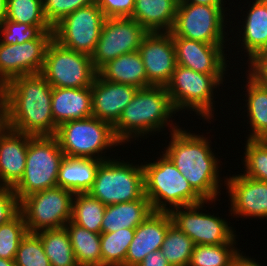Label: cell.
<instances>
[{
  "instance_id": "37",
  "label": "cell",
  "mask_w": 267,
  "mask_h": 266,
  "mask_svg": "<svg viewBox=\"0 0 267 266\" xmlns=\"http://www.w3.org/2000/svg\"><path fill=\"white\" fill-rule=\"evenodd\" d=\"M28 233L24 217L19 211L0 225V258L14 260L20 241Z\"/></svg>"
},
{
  "instance_id": "21",
  "label": "cell",
  "mask_w": 267,
  "mask_h": 266,
  "mask_svg": "<svg viewBox=\"0 0 267 266\" xmlns=\"http://www.w3.org/2000/svg\"><path fill=\"white\" fill-rule=\"evenodd\" d=\"M32 137L12 129L0 137V187L13 188L21 180Z\"/></svg>"
},
{
  "instance_id": "25",
  "label": "cell",
  "mask_w": 267,
  "mask_h": 266,
  "mask_svg": "<svg viewBox=\"0 0 267 266\" xmlns=\"http://www.w3.org/2000/svg\"><path fill=\"white\" fill-rule=\"evenodd\" d=\"M152 212L148 198L106 206L101 233H110L122 228H136Z\"/></svg>"
},
{
  "instance_id": "10",
  "label": "cell",
  "mask_w": 267,
  "mask_h": 266,
  "mask_svg": "<svg viewBox=\"0 0 267 266\" xmlns=\"http://www.w3.org/2000/svg\"><path fill=\"white\" fill-rule=\"evenodd\" d=\"M52 87H91L98 71L91 56L67 49L52 39L40 73Z\"/></svg>"
},
{
  "instance_id": "16",
  "label": "cell",
  "mask_w": 267,
  "mask_h": 266,
  "mask_svg": "<svg viewBox=\"0 0 267 266\" xmlns=\"http://www.w3.org/2000/svg\"><path fill=\"white\" fill-rule=\"evenodd\" d=\"M138 52L141 55L147 81L152 86H166L177 66L175 46L170 32H149Z\"/></svg>"
},
{
  "instance_id": "3",
  "label": "cell",
  "mask_w": 267,
  "mask_h": 266,
  "mask_svg": "<svg viewBox=\"0 0 267 266\" xmlns=\"http://www.w3.org/2000/svg\"><path fill=\"white\" fill-rule=\"evenodd\" d=\"M176 112L165 86L139 88L113 126L115 137L123 145L133 137L136 140L149 132H160L168 125L172 128L170 132H173L179 127L170 123L171 116Z\"/></svg>"
},
{
  "instance_id": "17",
  "label": "cell",
  "mask_w": 267,
  "mask_h": 266,
  "mask_svg": "<svg viewBox=\"0 0 267 266\" xmlns=\"http://www.w3.org/2000/svg\"><path fill=\"white\" fill-rule=\"evenodd\" d=\"M177 65L204 74H225L224 44H206L182 37H172Z\"/></svg>"
},
{
  "instance_id": "39",
  "label": "cell",
  "mask_w": 267,
  "mask_h": 266,
  "mask_svg": "<svg viewBox=\"0 0 267 266\" xmlns=\"http://www.w3.org/2000/svg\"><path fill=\"white\" fill-rule=\"evenodd\" d=\"M14 261L16 266H51L40 237L30 232L20 241Z\"/></svg>"
},
{
  "instance_id": "22",
  "label": "cell",
  "mask_w": 267,
  "mask_h": 266,
  "mask_svg": "<svg viewBox=\"0 0 267 266\" xmlns=\"http://www.w3.org/2000/svg\"><path fill=\"white\" fill-rule=\"evenodd\" d=\"M51 109L56 126L77 119L92 116L91 87L59 88L53 87Z\"/></svg>"
},
{
  "instance_id": "26",
  "label": "cell",
  "mask_w": 267,
  "mask_h": 266,
  "mask_svg": "<svg viewBox=\"0 0 267 266\" xmlns=\"http://www.w3.org/2000/svg\"><path fill=\"white\" fill-rule=\"evenodd\" d=\"M98 74L106 81L129 84L137 88L151 86L147 81L146 70L138 51L123 54L109 61Z\"/></svg>"
},
{
  "instance_id": "42",
  "label": "cell",
  "mask_w": 267,
  "mask_h": 266,
  "mask_svg": "<svg viewBox=\"0 0 267 266\" xmlns=\"http://www.w3.org/2000/svg\"><path fill=\"white\" fill-rule=\"evenodd\" d=\"M19 212V201L12 188L0 187V225Z\"/></svg>"
},
{
  "instance_id": "12",
  "label": "cell",
  "mask_w": 267,
  "mask_h": 266,
  "mask_svg": "<svg viewBox=\"0 0 267 266\" xmlns=\"http://www.w3.org/2000/svg\"><path fill=\"white\" fill-rule=\"evenodd\" d=\"M104 20L103 11L97 3L81 7L53 27V39L67 49L91 56Z\"/></svg>"
},
{
  "instance_id": "2",
  "label": "cell",
  "mask_w": 267,
  "mask_h": 266,
  "mask_svg": "<svg viewBox=\"0 0 267 266\" xmlns=\"http://www.w3.org/2000/svg\"><path fill=\"white\" fill-rule=\"evenodd\" d=\"M170 134L171 140L162 153L172 161L204 201L215 202L222 183L218 169L220 160L212 152L210 140L180 127Z\"/></svg>"
},
{
  "instance_id": "24",
  "label": "cell",
  "mask_w": 267,
  "mask_h": 266,
  "mask_svg": "<svg viewBox=\"0 0 267 266\" xmlns=\"http://www.w3.org/2000/svg\"><path fill=\"white\" fill-rule=\"evenodd\" d=\"M179 0H135L130 18L148 32H170L177 13Z\"/></svg>"
},
{
  "instance_id": "8",
  "label": "cell",
  "mask_w": 267,
  "mask_h": 266,
  "mask_svg": "<svg viewBox=\"0 0 267 266\" xmlns=\"http://www.w3.org/2000/svg\"><path fill=\"white\" fill-rule=\"evenodd\" d=\"M224 76V74L195 72L177 65L165 87L177 112L192 109L195 114L200 115V118L210 122L215 110L213 92L224 82Z\"/></svg>"
},
{
  "instance_id": "5",
  "label": "cell",
  "mask_w": 267,
  "mask_h": 266,
  "mask_svg": "<svg viewBox=\"0 0 267 266\" xmlns=\"http://www.w3.org/2000/svg\"><path fill=\"white\" fill-rule=\"evenodd\" d=\"M64 157L55 136H33L28 143L24 174L12 188L18 201L35 192L56 187Z\"/></svg>"
},
{
  "instance_id": "19",
  "label": "cell",
  "mask_w": 267,
  "mask_h": 266,
  "mask_svg": "<svg viewBox=\"0 0 267 266\" xmlns=\"http://www.w3.org/2000/svg\"><path fill=\"white\" fill-rule=\"evenodd\" d=\"M139 88L106 81L97 74L92 86V116L114 126Z\"/></svg>"
},
{
  "instance_id": "46",
  "label": "cell",
  "mask_w": 267,
  "mask_h": 266,
  "mask_svg": "<svg viewBox=\"0 0 267 266\" xmlns=\"http://www.w3.org/2000/svg\"><path fill=\"white\" fill-rule=\"evenodd\" d=\"M234 266H261L259 262H256L253 258L243 256V253H239Z\"/></svg>"
},
{
  "instance_id": "6",
  "label": "cell",
  "mask_w": 267,
  "mask_h": 266,
  "mask_svg": "<svg viewBox=\"0 0 267 266\" xmlns=\"http://www.w3.org/2000/svg\"><path fill=\"white\" fill-rule=\"evenodd\" d=\"M55 137L61 150L68 157L94 158L104 161L110 157L101 155L103 150L122 145L115 137L113 126L94 116L61 124L57 128Z\"/></svg>"
},
{
  "instance_id": "38",
  "label": "cell",
  "mask_w": 267,
  "mask_h": 266,
  "mask_svg": "<svg viewBox=\"0 0 267 266\" xmlns=\"http://www.w3.org/2000/svg\"><path fill=\"white\" fill-rule=\"evenodd\" d=\"M3 44H21L33 39H53V32H43L38 26L17 23L5 19L0 26V35Z\"/></svg>"
},
{
  "instance_id": "35",
  "label": "cell",
  "mask_w": 267,
  "mask_h": 266,
  "mask_svg": "<svg viewBox=\"0 0 267 266\" xmlns=\"http://www.w3.org/2000/svg\"><path fill=\"white\" fill-rule=\"evenodd\" d=\"M194 247V242L172 224L165 235L161 252L171 266H188Z\"/></svg>"
},
{
  "instance_id": "1",
  "label": "cell",
  "mask_w": 267,
  "mask_h": 266,
  "mask_svg": "<svg viewBox=\"0 0 267 266\" xmlns=\"http://www.w3.org/2000/svg\"><path fill=\"white\" fill-rule=\"evenodd\" d=\"M11 129L32 136H55L51 98L53 87L39 74L17 76L5 85Z\"/></svg>"
},
{
  "instance_id": "40",
  "label": "cell",
  "mask_w": 267,
  "mask_h": 266,
  "mask_svg": "<svg viewBox=\"0 0 267 266\" xmlns=\"http://www.w3.org/2000/svg\"><path fill=\"white\" fill-rule=\"evenodd\" d=\"M44 7V15L48 23L54 27L65 16L73 11L96 4L97 0H42Z\"/></svg>"
},
{
  "instance_id": "29",
  "label": "cell",
  "mask_w": 267,
  "mask_h": 266,
  "mask_svg": "<svg viewBox=\"0 0 267 266\" xmlns=\"http://www.w3.org/2000/svg\"><path fill=\"white\" fill-rule=\"evenodd\" d=\"M247 117L249 118L250 135L248 139L267 140V88L258 84L247 74Z\"/></svg>"
},
{
  "instance_id": "43",
  "label": "cell",
  "mask_w": 267,
  "mask_h": 266,
  "mask_svg": "<svg viewBox=\"0 0 267 266\" xmlns=\"http://www.w3.org/2000/svg\"><path fill=\"white\" fill-rule=\"evenodd\" d=\"M248 64V75L258 84L267 88V50L255 55Z\"/></svg>"
},
{
  "instance_id": "44",
  "label": "cell",
  "mask_w": 267,
  "mask_h": 266,
  "mask_svg": "<svg viewBox=\"0 0 267 266\" xmlns=\"http://www.w3.org/2000/svg\"><path fill=\"white\" fill-rule=\"evenodd\" d=\"M11 130L10 103L6 88L0 84V137Z\"/></svg>"
},
{
  "instance_id": "31",
  "label": "cell",
  "mask_w": 267,
  "mask_h": 266,
  "mask_svg": "<svg viewBox=\"0 0 267 266\" xmlns=\"http://www.w3.org/2000/svg\"><path fill=\"white\" fill-rule=\"evenodd\" d=\"M106 205L88 193H76L73 198L71 221L90 232L101 234Z\"/></svg>"
},
{
  "instance_id": "18",
  "label": "cell",
  "mask_w": 267,
  "mask_h": 266,
  "mask_svg": "<svg viewBox=\"0 0 267 266\" xmlns=\"http://www.w3.org/2000/svg\"><path fill=\"white\" fill-rule=\"evenodd\" d=\"M225 184L231 202V215L267 219V182L242 173L227 177Z\"/></svg>"
},
{
  "instance_id": "32",
  "label": "cell",
  "mask_w": 267,
  "mask_h": 266,
  "mask_svg": "<svg viewBox=\"0 0 267 266\" xmlns=\"http://www.w3.org/2000/svg\"><path fill=\"white\" fill-rule=\"evenodd\" d=\"M134 234L135 228H122L115 232L101 233L102 266H125L126 254Z\"/></svg>"
},
{
  "instance_id": "34",
  "label": "cell",
  "mask_w": 267,
  "mask_h": 266,
  "mask_svg": "<svg viewBox=\"0 0 267 266\" xmlns=\"http://www.w3.org/2000/svg\"><path fill=\"white\" fill-rule=\"evenodd\" d=\"M6 19L38 26L43 32H53L44 15L42 0H7Z\"/></svg>"
},
{
  "instance_id": "36",
  "label": "cell",
  "mask_w": 267,
  "mask_h": 266,
  "mask_svg": "<svg viewBox=\"0 0 267 266\" xmlns=\"http://www.w3.org/2000/svg\"><path fill=\"white\" fill-rule=\"evenodd\" d=\"M246 143L243 175L267 182V140L247 138Z\"/></svg>"
},
{
  "instance_id": "27",
  "label": "cell",
  "mask_w": 267,
  "mask_h": 266,
  "mask_svg": "<svg viewBox=\"0 0 267 266\" xmlns=\"http://www.w3.org/2000/svg\"><path fill=\"white\" fill-rule=\"evenodd\" d=\"M243 22L240 35L250 61L261 51L267 50V0H255Z\"/></svg>"
},
{
  "instance_id": "14",
  "label": "cell",
  "mask_w": 267,
  "mask_h": 266,
  "mask_svg": "<svg viewBox=\"0 0 267 266\" xmlns=\"http://www.w3.org/2000/svg\"><path fill=\"white\" fill-rule=\"evenodd\" d=\"M207 202L213 203V201H203L199 204L170 210L173 224L183 231L195 245H219L231 242L236 234L226 220L214 214L200 212Z\"/></svg>"
},
{
  "instance_id": "23",
  "label": "cell",
  "mask_w": 267,
  "mask_h": 266,
  "mask_svg": "<svg viewBox=\"0 0 267 266\" xmlns=\"http://www.w3.org/2000/svg\"><path fill=\"white\" fill-rule=\"evenodd\" d=\"M103 160L65 156L60 164L57 186L72 193H87Z\"/></svg>"
},
{
  "instance_id": "28",
  "label": "cell",
  "mask_w": 267,
  "mask_h": 266,
  "mask_svg": "<svg viewBox=\"0 0 267 266\" xmlns=\"http://www.w3.org/2000/svg\"><path fill=\"white\" fill-rule=\"evenodd\" d=\"M79 266H102L99 233L74 224L71 220L64 226Z\"/></svg>"
},
{
  "instance_id": "41",
  "label": "cell",
  "mask_w": 267,
  "mask_h": 266,
  "mask_svg": "<svg viewBox=\"0 0 267 266\" xmlns=\"http://www.w3.org/2000/svg\"><path fill=\"white\" fill-rule=\"evenodd\" d=\"M97 4L105 18H122L132 16L135 0H97Z\"/></svg>"
},
{
  "instance_id": "20",
  "label": "cell",
  "mask_w": 267,
  "mask_h": 266,
  "mask_svg": "<svg viewBox=\"0 0 267 266\" xmlns=\"http://www.w3.org/2000/svg\"><path fill=\"white\" fill-rule=\"evenodd\" d=\"M172 224L169 212L152 211L135 228L133 240L126 254L125 266H137L147 254L161 250L165 235Z\"/></svg>"
},
{
  "instance_id": "48",
  "label": "cell",
  "mask_w": 267,
  "mask_h": 266,
  "mask_svg": "<svg viewBox=\"0 0 267 266\" xmlns=\"http://www.w3.org/2000/svg\"><path fill=\"white\" fill-rule=\"evenodd\" d=\"M7 15V0H0V26L2 22L6 19Z\"/></svg>"
},
{
  "instance_id": "11",
  "label": "cell",
  "mask_w": 267,
  "mask_h": 266,
  "mask_svg": "<svg viewBox=\"0 0 267 266\" xmlns=\"http://www.w3.org/2000/svg\"><path fill=\"white\" fill-rule=\"evenodd\" d=\"M223 6L178 3L172 37H182L206 44H225ZM224 29V30H223ZM224 32V33H223Z\"/></svg>"
},
{
  "instance_id": "7",
  "label": "cell",
  "mask_w": 267,
  "mask_h": 266,
  "mask_svg": "<svg viewBox=\"0 0 267 266\" xmlns=\"http://www.w3.org/2000/svg\"><path fill=\"white\" fill-rule=\"evenodd\" d=\"M87 193L106 206L147 198L142 163L133 165L114 158L102 161Z\"/></svg>"
},
{
  "instance_id": "13",
  "label": "cell",
  "mask_w": 267,
  "mask_h": 266,
  "mask_svg": "<svg viewBox=\"0 0 267 266\" xmlns=\"http://www.w3.org/2000/svg\"><path fill=\"white\" fill-rule=\"evenodd\" d=\"M149 32L130 17L105 18L94 53L93 65L99 71L115 58L138 51Z\"/></svg>"
},
{
  "instance_id": "33",
  "label": "cell",
  "mask_w": 267,
  "mask_h": 266,
  "mask_svg": "<svg viewBox=\"0 0 267 266\" xmlns=\"http://www.w3.org/2000/svg\"><path fill=\"white\" fill-rule=\"evenodd\" d=\"M235 239L226 244L195 245L188 266H234L240 253Z\"/></svg>"
},
{
  "instance_id": "30",
  "label": "cell",
  "mask_w": 267,
  "mask_h": 266,
  "mask_svg": "<svg viewBox=\"0 0 267 266\" xmlns=\"http://www.w3.org/2000/svg\"><path fill=\"white\" fill-rule=\"evenodd\" d=\"M51 266H79L65 227L36 233Z\"/></svg>"
},
{
  "instance_id": "47",
  "label": "cell",
  "mask_w": 267,
  "mask_h": 266,
  "mask_svg": "<svg viewBox=\"0 0 267 266\" xmlns=\"http://www.w3.org/2000/svg\"><path fill=\"white\" fill-rule=\"evenodd\" d=\"M179 3H188V4H203L210 6H224L223 0H179Z\"/></svg>"
},
{
  "instance_id": "45",
  "label": "cell",
  "mask_w": 267,
  "mask_h": 266,
  "mask_svg": "<svg viewBox=\"0 0 267 266\" xmlns=\"http://www.w3.org/2000/svg\"><path fill=\"white\" fill-rule=\"evenodd\" d=\"M137 266H171L161 250L151 252L145 256L143 261Z\"/></svg>"
},
{
  "instance_id": "4",
  "label": "cell",
  "mask_w": 267,
  "mask_h": 266,
  "mask_svg": "<svg viewBox=\"0 0 267 266\" xmlns=\"http://www.w3.org/2000/svg\"><path fill=\"white\" fill-rule=\"evenodd\" d=\"M145 163L142 164L145 196L152 211L170 212L176 207L204 201L164 153L156 162Z\"/></svg>"
},
{
  "instance_id": "9",
  "label": "cell",
  "mask_w": 267,
  "mask_h": 266,
  "mask_svg": "<svg viewBox=\"0 0 267 266\" xmlns=\"http://www.w3.org/2000/svg\"><path fill=\"white\" fill-rule=\"evenodd\" d=\"M74 193L60 186L35 192L19 202L27 231L63 228L72 219Z\"/></svg>"
},
{
  "instance_id": "49",
  "label": "cell",
  "mask_w": 267,
  "mask_h": 266,
  "mask_svg": "<svg viewBox=\"0 0 267 266\" xmlns=\"http://www.w3.org/2000/svg\"><path fill=\"white\" fill-rule=\"evenodd\" d=\"M0 266H16V264L14 260L0 258Z\"/></svg>"
},
{
  "instance_id": "15",
  "label": "cell",
  "mask_w": 267,
  "mask_h": 266,
  "mask_svg": "<svg viewBox=\"0 0 267 266\" xmlns=\"http://www.w3.org/2000/svg\"><path fill=\"white\" fill-rule=\"evenodd\" d=\"M51 41L33 39L21 44L0 42V84L5 85L17 76L41 73Z\"/></svg>"
}]
</instances>
